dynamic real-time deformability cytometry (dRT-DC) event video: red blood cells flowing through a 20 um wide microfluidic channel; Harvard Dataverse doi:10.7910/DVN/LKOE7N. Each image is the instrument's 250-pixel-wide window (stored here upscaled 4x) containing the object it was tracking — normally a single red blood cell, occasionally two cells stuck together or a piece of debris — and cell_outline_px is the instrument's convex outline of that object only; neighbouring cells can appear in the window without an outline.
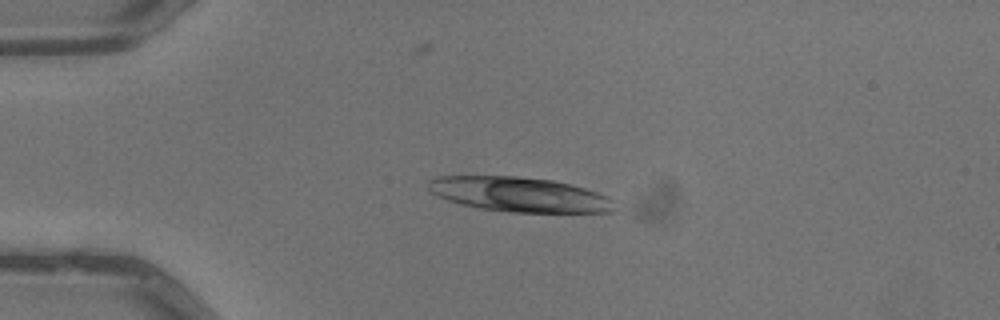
{"species": "common noctule bat (a hibernating species)", "species_latin": "Nyctalus noctula", "temperature_condition": "warm", "stored_images_in_passage": 4, "camera_frame_rate_fps": 3000, "um_per_image_px": 0.085, "animal": {"sex": "male", "body_mass_g": 13.3}, "frame": {"image": 1, "passage_image": 2, "time_ms": 0.333, "image_size_px": [1000, 320], "cell_outline_px": [[612, 212], [512, 212], [480, 208], [448, 200], [436, 196], [428, 188], [428, 180], [436, 176], [516, 176], [552, 180], [572, 184], [608, 196], [612, 200]], "centroid_in_image_um": [44.11, 16.52], "position_along_channel_um": 40.9, "area_um2": 37.4}}